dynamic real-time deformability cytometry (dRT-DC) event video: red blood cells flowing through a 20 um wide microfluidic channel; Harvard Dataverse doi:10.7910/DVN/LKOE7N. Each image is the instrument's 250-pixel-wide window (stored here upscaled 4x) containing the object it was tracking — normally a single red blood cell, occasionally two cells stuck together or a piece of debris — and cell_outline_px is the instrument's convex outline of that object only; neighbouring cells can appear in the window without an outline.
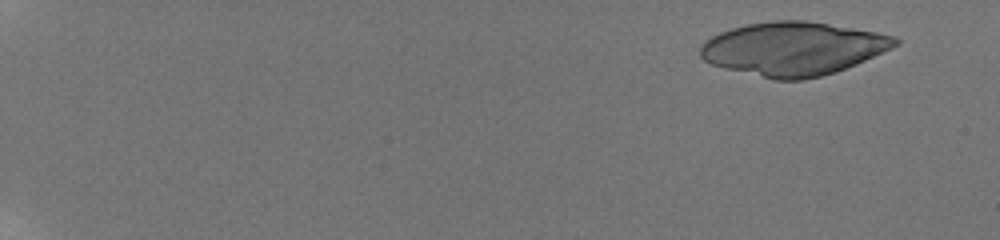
{"species": "human", "species_latin": "Homo sapiens", "temperature_condition": "room temperature", "stored_images_in_passage": 15, "camera_frame_rate_fps": 3000, "um_per_image_px": 0.085, "donor": {"sex": "male"}, "frame": {"image": 1, "passage_image": 2, "time_ms": 1.0, "image_size_px": [1000, 240], "cell_outline_px": [[900, 44], [892, 48], [856, 64], [836, 72], [804, 80], [772, 80], [724, 68], [712, 64], [704, 60], [700, 56], [700, 44], [704, 40], [720, 32], [732, 28], [748, 24], [772, 20], [804, 20], [876, 32], [896, 36], [900, 40]], "centroid_in_image_um": [67.41, 4.14], "position_along_channel_um": 17.6, "area_um2": 60.81}}
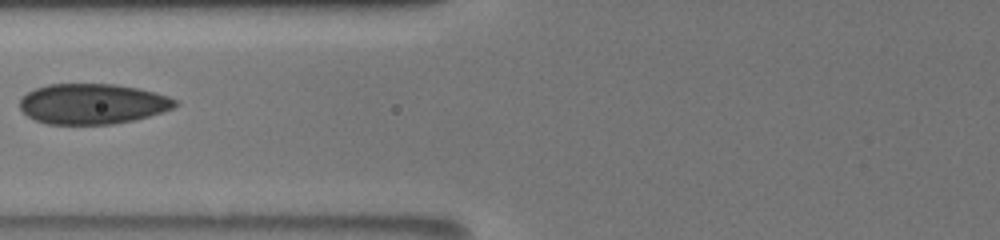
{"frame": {"image": 2, "passage_image": 13, "time_ms": 9.0, "image_size_px": [1000, 240], "cell_outline_px": [[180, 104], [172, 108], [148, 116], [132, 120], [112, 124], [48, 124], [36, 120], [28, 116], [20, 108], [20, 100], [28, 92], [36, 88], [48, 84], [112, 84], [140, 88], [168, 96], [176, 100]], "centroid_in_image_um": [7.87, 8.82], "position_along_channel_um": 117.9, "area_um2": 36.36}}